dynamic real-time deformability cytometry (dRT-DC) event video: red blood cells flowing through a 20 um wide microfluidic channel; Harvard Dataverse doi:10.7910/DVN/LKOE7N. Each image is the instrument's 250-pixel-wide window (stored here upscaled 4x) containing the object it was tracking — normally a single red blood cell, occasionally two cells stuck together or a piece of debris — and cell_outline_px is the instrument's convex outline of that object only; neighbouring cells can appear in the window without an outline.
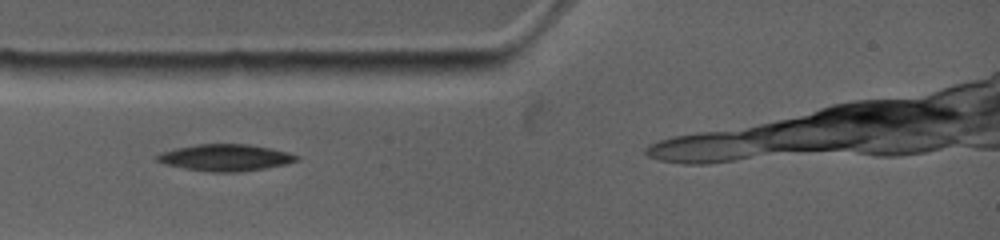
{"species": "common noctule bat (a hibernating species)", "species_latin": "Nyctalus noctula", "temperature_condition": "warm", "stored_images_in_passage": 4, "camera_frame_rate_fps": 4500, "um_per_image_px": 0.085, "animal": {"sex": "female", "body_mass_g": 19.0, "forearm_length_mm": 53.3}, "frame": {"image": 1, "passage_image": 1, "time_ms": 0.0, "image_size_px": [1000, 240], "cell_outline_px": [[296, 160], [284, 164], [264, 168], [240, 172], [212, 172], [184, 168], [168, 164], [160, 160], [156, 156], [164, 152], [180, 148], [200, 144], [244, 144], [268, 148], [288, 152], [296, 156]], "centroid_in_image_um": [19.19, 13.4], "position_along_channel_um": 65.8, "area_um2": 20.81}}